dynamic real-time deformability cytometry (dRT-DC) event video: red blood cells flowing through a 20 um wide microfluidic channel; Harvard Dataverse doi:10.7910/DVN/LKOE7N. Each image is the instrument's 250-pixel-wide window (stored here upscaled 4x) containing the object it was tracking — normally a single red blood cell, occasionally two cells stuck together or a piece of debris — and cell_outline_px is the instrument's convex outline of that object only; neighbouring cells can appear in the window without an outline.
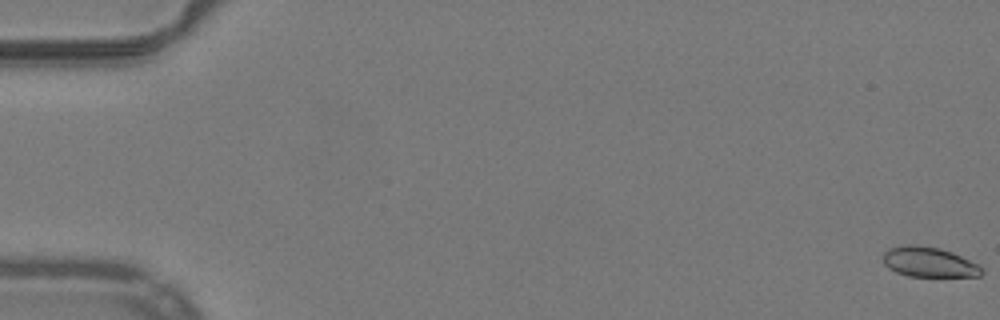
{"species": "common noctule bat (a hibernating species)", "species_latin": "Nyctalus noctula", "temperature_condition": "warm", "stored_images_in_passage": 53, "camera_frame_rate_fps": 3000, "um_per_image_px": 0.085, "animal": {"sex": "male", "body_mass_g": 19.2, "forearm_length_mm": 51.8}, "frame": {"image": 1, "passage_image": 1, "time_ms": 0.0, "image_size_px": [1000, 320], "cell_outline_px": [[984, 272], [980, 276], [908, 276], [896, 272], [888, 268], [884, 264], [884, 252], [888, 248], [904, 244], [916, 244], [940, 248], [952, 252], [984, 268]], "centroid_in_image_um": [78.94, 22.26], "position_along_channel_um": 6.1, "area_um2": 17.28}}
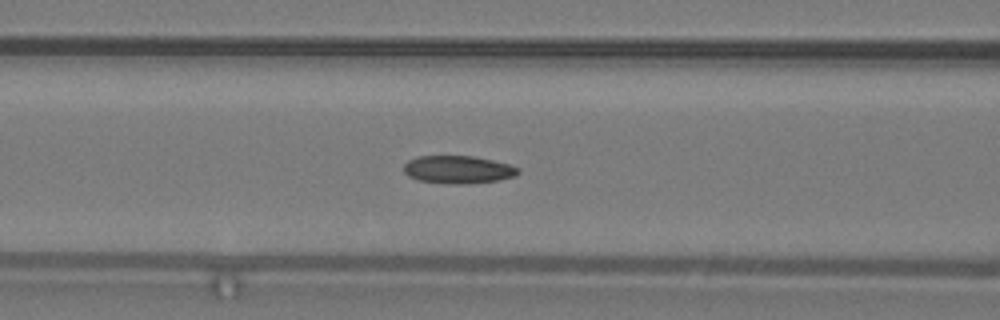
{"frame": {"image": 2, "passage_image": 23, "time_ms": 7.333, "image_size_px": [1000, 320], "cell_outline_px": [[520, 172], [516, 176], [500, 180], [468, 184], [456, 184], [416, 180], [408, 176], [404, 172], [404, 164], [408, 160], [416, 156], [472, 156], [492, 160], [508, 164], [520, 168]], "centroid_in_image_um": [38.94, 14.42], "position_along_channel_um": 127.7, "area_um2": 18.67}}
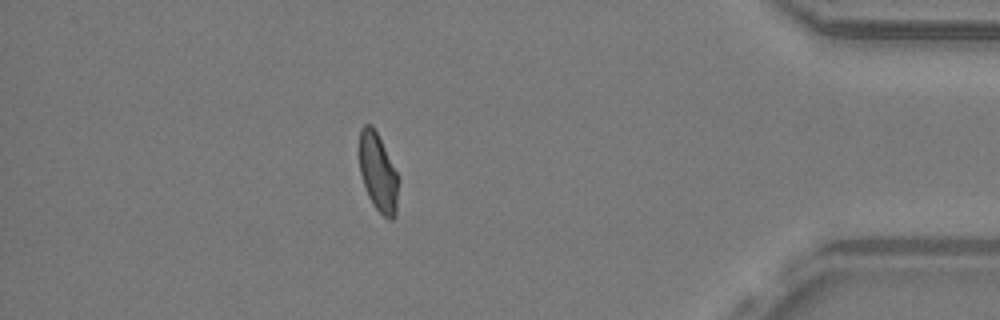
{"frame": {"image": 3, "passage_image": 47, "time_ms": 15.333, "image_size_px": [1000, 320], "cell_outline_px": [[400, 180], [396, 216], [392, 220], [388, 220], [372, 204], [368, 196], [360, 172], [360, 128], [364, 124], [372, 124]], "centroid_in_image_um": [32.16, 14.72], "position_along_channel_um": 403.0, "area_um2": 17.74}, "authors_computed_cell_mechanics": {"area_um2": 18.2648, "velocity_mm_per_s": 3.9828, "shape_relaxation_time_tau1_ms": 5.8819, "shape_relaxation_time_tau2_ms": 2.6832, "deformation_change_tau1": 0.1689, "deformation_change_tau2": 0.0672}}